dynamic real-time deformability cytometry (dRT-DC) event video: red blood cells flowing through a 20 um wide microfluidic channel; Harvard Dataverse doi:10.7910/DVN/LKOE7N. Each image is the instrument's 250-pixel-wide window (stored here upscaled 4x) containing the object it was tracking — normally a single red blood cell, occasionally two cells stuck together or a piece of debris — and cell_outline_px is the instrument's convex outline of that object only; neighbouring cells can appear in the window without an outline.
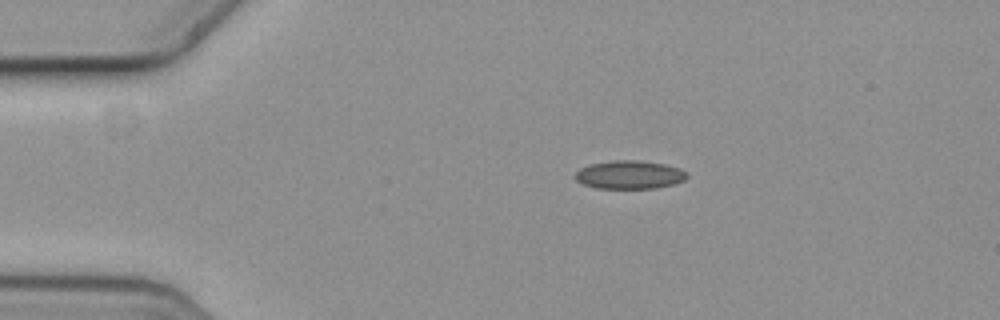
{"species": "common noctule bat (a hibernating species)", "species_latin": "Nyctalus noctula", "temperature_condition": "cold", "stored_images_in_passage": 2, "camera_frame_rate_fps": 3000, "um_per_image_px": 0.085, "animal": {"sex": "female", "body_mass_g": 19.3, "forearm_length_mm": 54.1}, "frame": {"image": 1, "passage_image": 1, "time_ms": 0.0, "image_size_px": [1000, 320], "cell_outline_px": [[688, 176], [684, 180], [672, 184], [656, 188], [596, 188], [584, 184], [576, 180], [572, 176], [580, 168], [592, 164], [612, 160], [640, 160], [664, 164], [680, 168]], "centroid_in_image_um": [53.48, 14.85], "position_along_channel_um": 31.5, "area_um2": 18.38}}